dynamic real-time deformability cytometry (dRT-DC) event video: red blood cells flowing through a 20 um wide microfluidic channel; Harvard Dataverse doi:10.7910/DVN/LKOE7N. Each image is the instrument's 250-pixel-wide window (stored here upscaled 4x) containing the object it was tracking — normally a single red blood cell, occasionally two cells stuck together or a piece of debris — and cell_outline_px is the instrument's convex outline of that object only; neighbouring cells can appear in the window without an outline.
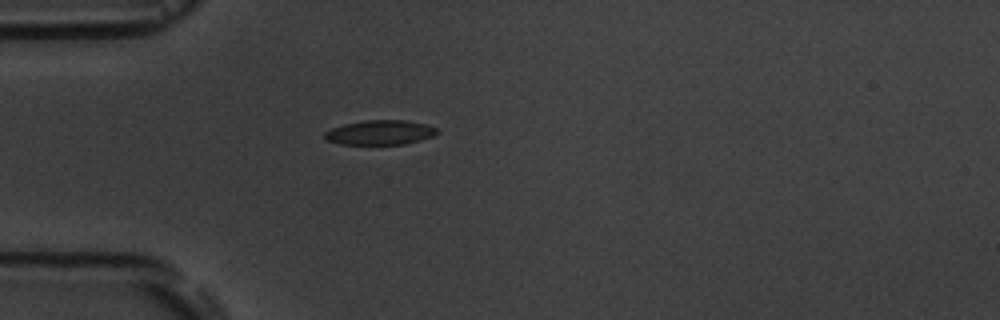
{"species": "common noctule bat (a hibernating species)", "species_latin": "Nyctalus noctula", "temperature_condition": "room temperature", "stored_images_in_passage": 1, "camera_frame_rate_fps": 3000, "um_per_image_px": 0.085, "animal": {"sex": "male", "body_mass_g": 19.5, "forearm_length_mm": 54.6}, "frame": {"image": 1, "passage_image": 1, "time_ms": 0.0, "image_size_px": [1000, 320], "cell_outline_px": [[440, 132], [432, 136], [420, 140], [404, 144], [340, 144], [328, 140], [324, 136], [324, 132], [332, 128], [344, 124], [364, 120], [404, 120], [424, 124], [436, 128]], "centroid_in_image_um": [32.3, 11.26], "position_along_channel_um": 52.7, "area_um2": 15.95}}